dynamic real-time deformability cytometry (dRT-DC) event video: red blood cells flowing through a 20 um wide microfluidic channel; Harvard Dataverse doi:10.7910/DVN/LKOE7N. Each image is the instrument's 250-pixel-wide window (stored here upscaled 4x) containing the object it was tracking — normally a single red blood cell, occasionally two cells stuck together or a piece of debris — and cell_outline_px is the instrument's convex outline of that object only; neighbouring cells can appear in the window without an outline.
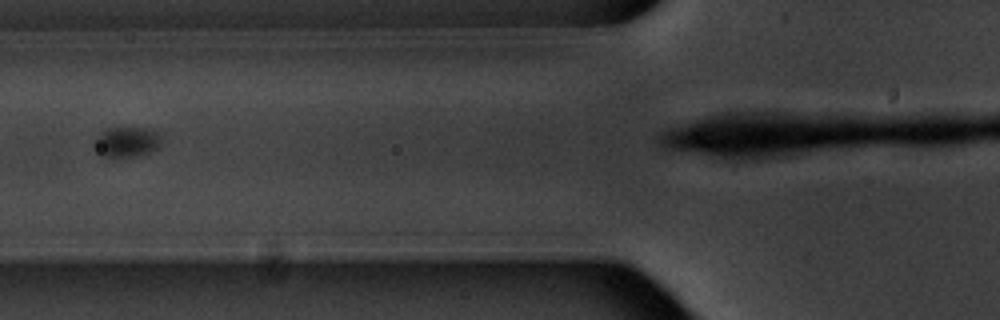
{"species": "common noctule bat (a hibernating species)", "species_latin": "Nyctalus noctula", "temperature_condition": "warm", "stored_images_in_passage": 11, "camera_frame_rate_fps": 3000, "um_per_image_px": 0.085, "animal": {"sex": "male", "body_mass_g": 20.1, "forearm_length_mm": 53.5}, "frame": {"image": 1, "passage_image": 4, "time_ms": 4.333, "image_size_px": [1000, 320], "cell_outline_px": [[160, 144], [156, 148], [148, 152], [132, 156], [104, 156], [96, 152], [92, 148], [92, 144], [100, 132], [108, 128], [144, 128], [156, 132], [160, 136]], "centroid_in_image_um": [10.69, 12.05], "position_along_channel_um": 115.1, "area_um2": 11.56}}